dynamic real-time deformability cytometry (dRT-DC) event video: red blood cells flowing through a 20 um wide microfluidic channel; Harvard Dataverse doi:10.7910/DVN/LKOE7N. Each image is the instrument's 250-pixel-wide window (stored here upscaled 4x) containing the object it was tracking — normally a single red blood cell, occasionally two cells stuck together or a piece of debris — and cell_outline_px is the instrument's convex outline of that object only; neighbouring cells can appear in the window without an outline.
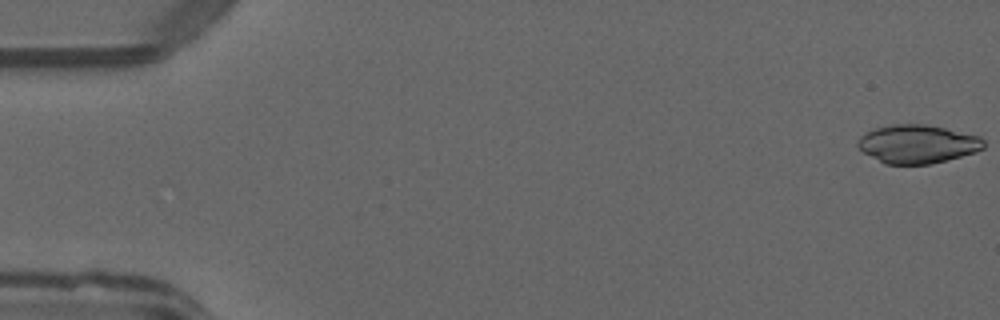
{"species": "common noctule bat (a hibernating species)", "species_latin": "Nyctalus noctula", "temperature_condition": "warm", "stored_images_in_passage": 51, "camera_frame_rate_fps": 3000, "um_per_image_px": 0.085, "animal": {"sex": "male", "forearm_length_mm": 52.5}, "frame": {"image": 1, "passage_image": 1, "time_ms": 0.0, "image_size_px": [1000, 320], "cell_outline_px": [[984, 148], [976, 152], [928, 164], [884, 164], [864, 152], [856, 144], [860, 136], [876, 128], [892, 124], [924, 124], [944, 128], [980, 136], [984, 140]], "centroid_in_image_um": [77.99, 12.24], "position_along_channel_um": 7.0, "area_um2": 27.92}}
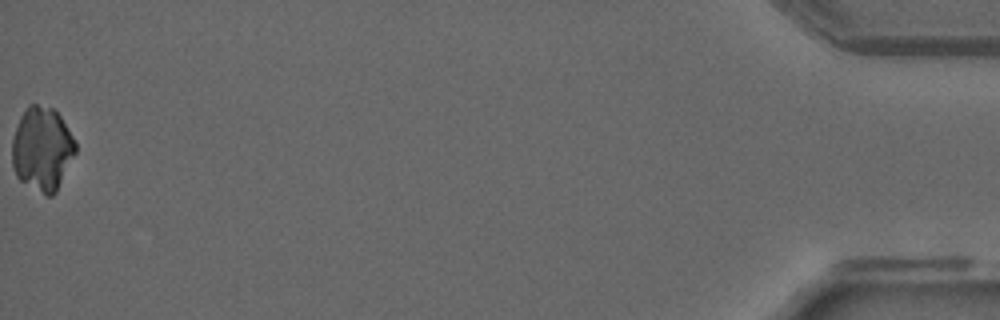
{"frame": {"image": 2, "passage_image": 51, "time_ms": 16.667, "image_size_px": [1000, 320], "cell_outline_px": [[76, 152], [56, 192], [52, 196], [48, 196], [20, 180], [16, 176], [12, 164], [12, 140], [20, 116], [28, 104], [36, 104], [52, 108], [60, 116], [68, 128], [76, 144]], "centroid_in_image_um": [3.58, 12.65], "position_along_channel_um": 431.6, "area_um2": 30.81}}